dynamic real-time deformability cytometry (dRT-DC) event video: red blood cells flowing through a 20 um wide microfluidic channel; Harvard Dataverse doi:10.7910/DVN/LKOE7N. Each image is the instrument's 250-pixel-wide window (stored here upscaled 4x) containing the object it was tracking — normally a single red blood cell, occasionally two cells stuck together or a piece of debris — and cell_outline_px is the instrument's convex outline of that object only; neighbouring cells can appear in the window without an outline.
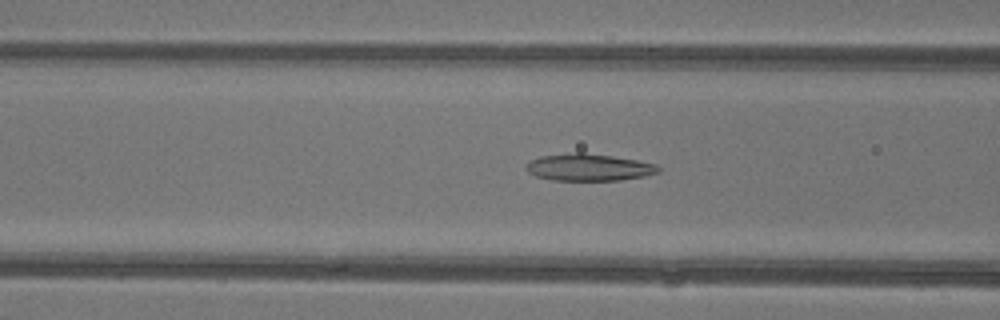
{"species": "common noctule bat (a hibernating species)", "species_latin": "Nyctalus noctula", "temperature_condition": "warm", "stored_images_in_passage": 34, "camera_frame_rate_fps": 3000, "um_per_image_px": 0.085, "animal": {"sex": "female"}, "frame": {"image": 1, "passage_image": 14, "time_ms": 4.333, "image_size_px": [1000, 320], "cell_outline_px": [[660, 172], [644, 176], [620, 180], [552, 180], [536, 176], [528, 172], [524, 168], [524, 164], [540, 156], [576, 152], [584, 152], [612, 156], [636, 160], [656, 164], [660, 168]], "centroid_in_image_um": [50.02, 14.22], "position_along_channel_um": 116.6, "area_um2": 20.87}}
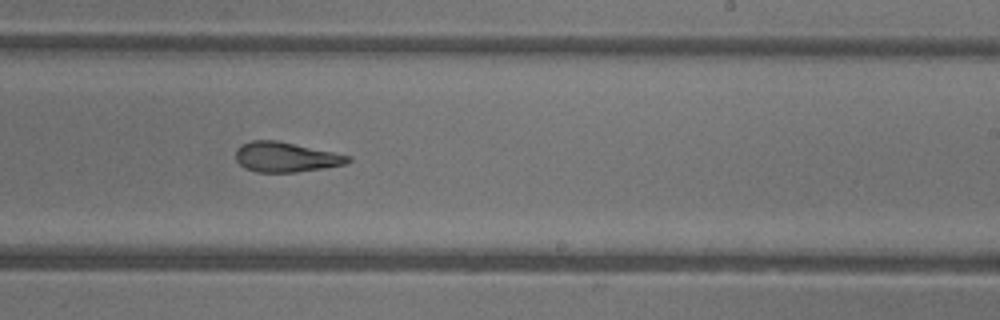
{"frame": {"image": 2, "passage_image": 24, "time_ms": 7.667, "image_size_px": [1000, 320], "cell_outline_px": [[352, 160], [344, 164], [324, 168], [296, 172], [256, 172], [244, 168], [236, 160], [236, 148], [240, 144], [252, 140], [276, 140], [352, 156]], "centroid_in_image_um": [24.26, 13.35], "position_along_channel_um": 264.7, "area_um2": 19.59}}
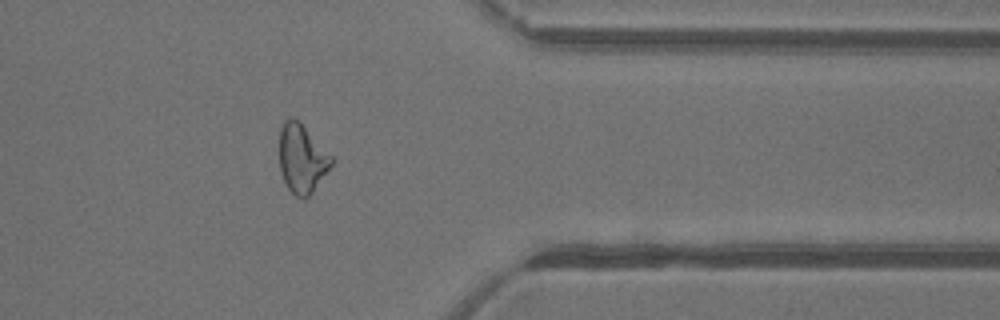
{"frame": {"image": 3, "passage_image": 33, "time_ms": 10.667, "image_size_px": [1000, 320], "cell_outline_px": [[332, 164], [312, 192], [304, 200], [296, 196], [288, 188], [280, 172], [280, 128], [284, 120], [292, 116], [332, 156]], "centroid_in_image_um": [25.63, 13.5], "position_along_channel_um": 385.8, "area_um2": 20.29}}